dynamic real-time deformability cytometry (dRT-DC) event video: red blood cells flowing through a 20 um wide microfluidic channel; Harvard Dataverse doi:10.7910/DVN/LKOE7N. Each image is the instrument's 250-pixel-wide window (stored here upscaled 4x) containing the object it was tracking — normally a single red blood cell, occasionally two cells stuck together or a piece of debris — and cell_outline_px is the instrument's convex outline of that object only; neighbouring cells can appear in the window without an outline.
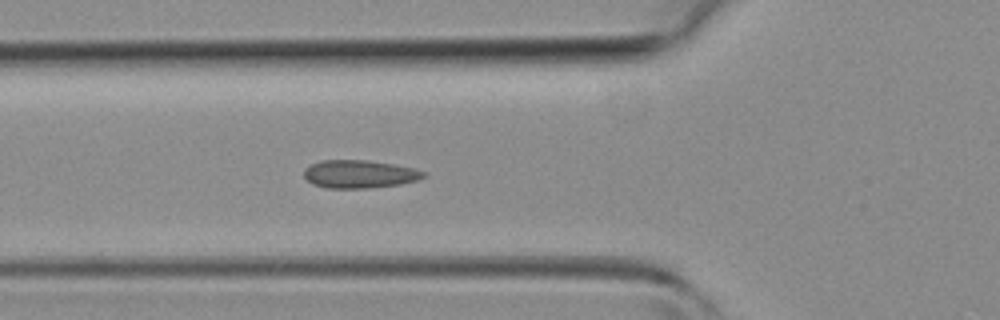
{"species": "common noctule bat (a hibernating species)", "species_latin": "Nyctalus noctula", "temperature_condition": "room temperature", "stored_images_in_passage": 43, "camera_frame_rate_fps": 3000, "um_per_image_px": 0.085, "animal": {"sex": "female", "body_mass_g": 19.3, "forearm_length_mm": 54.1}, "frame": {"image": 1, "passage_image": 14, "time_ms": 4.333, "image_size_px": [1000, 320], "cell_outline_px": [[428, 176], [416, 180], [400, 184], [368, 188], [328, 188], [312, 184], [304, 176], [304, 168], [320, 160], [368, 160], [396, 164], [428, 172]], "centroid_in_image_um": [30.58, 14.79], "position_along_channel_um": 95.2, "area_um2": 19.65}}
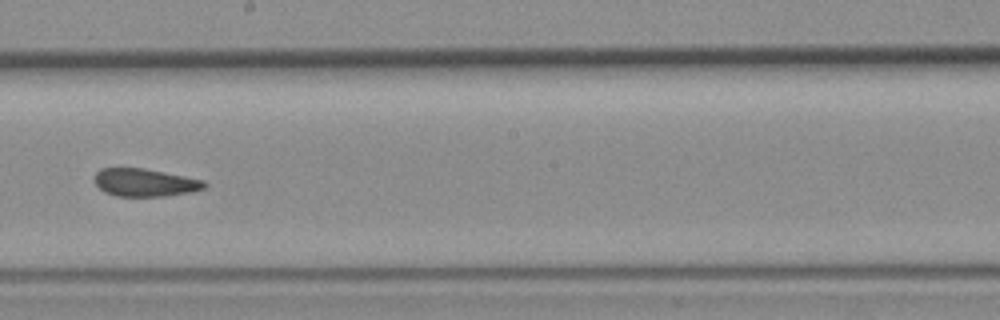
{"frame": {"image": 2, "passage_image": 23, "time_ms": 7.333, "image_size_px": [1000, 320], "cell_outline_px": [[208, 184], [204, 188], [192, 192], [164, 196], [116, 196], [104, 192], [96, 184], [96, 172], [100, 168], [144, 168], [204, 180]], "centroid_in_image_um": [12.33, 15.52], "position_along_channel_um": 235.9, "area_um2": 17.74}}
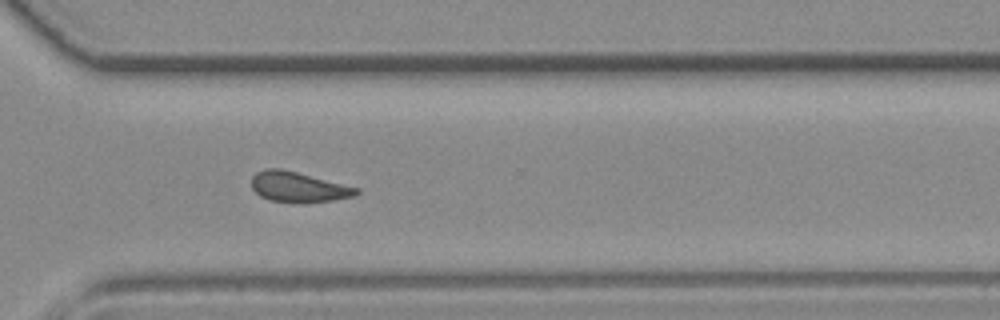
{"frame": {"image": 3, "passage_image": 30, "time_ms": 9.667, "image_size_px": [1000, 320], "cell_outline_px": [[360, 192], [356, 196], [332, 200], [304, 204], [300, 204], [268, 200], [260, 196], [252, 188], [252, 176], [256, 172], [264, 168], [280, 168], [360, 188]], "centroid_in_image_um": [25.36, 15.91], "position_along_channel_um": 345.2, "area_um2": 18.79}}